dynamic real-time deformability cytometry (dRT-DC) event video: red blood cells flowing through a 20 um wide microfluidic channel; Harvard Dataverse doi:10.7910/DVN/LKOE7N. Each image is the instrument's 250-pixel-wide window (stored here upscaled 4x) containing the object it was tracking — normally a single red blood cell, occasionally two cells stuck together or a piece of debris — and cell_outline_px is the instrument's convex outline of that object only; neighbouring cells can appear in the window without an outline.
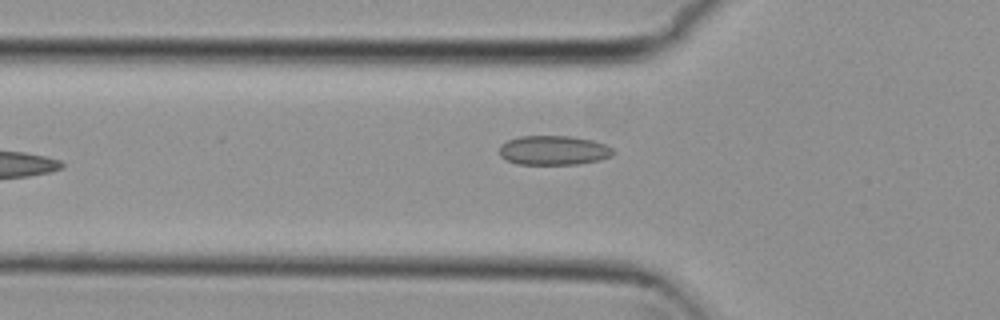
{"species": "common noctule bat (a hibernating species)", "species_latin": "Nyctalus noctula", "temperature_condition": "cold", "stored_images_in_passage": 7, "camera_frame_rate_fps": 3000, "um_per_image_px": 0.085, "animal": {"sex": "female", "body_mass_g": 29.2, "forearm_length_mm": 56.3}, "frame": {"image": 1, "passage_image": 6, "time_ms": 1.667, "image_size_px": [1000, 320], "cell_outline_px": [[616, 152], [612, 156], [600, 160], [576, 164], [516, 164], [500, 156], [500, 144], [508, 140], [520, 136], [572, 136], [592, 140], [604, 144], [612, 148]], "centroid_in_image_um": [47.07, 12.77], "position_along_channel_um": 78.7, "area_um2": 19.54}}
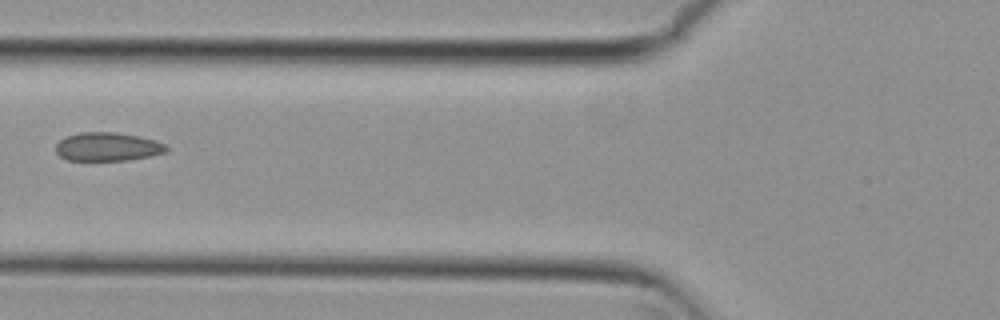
{"frame": {"image": 2, "passage_image": 7, "time_ms": 2.0, "image_size_px": [1000, 320], "cell_outline_px": [[168, 148], [164, 152], [148, 156], [128, 160], [68, 160], [60, 156], [56, 152], [56, 144], [64, 136], [80, 132], [116, 132], [140, 136], [156, 140], [164, 144]], "centroid_in_image_um": [9.11, 12.46], "position_along_channel_um": 116.7, "area_um2": 18.38}}